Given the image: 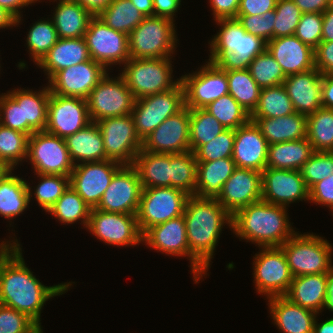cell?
<instances>
[{
	"label": "cell",
	"mask_w": 333,
	"mask_h": 333,
	"mask_svg": "<svg viewBox=\"0 0 333 333\" xmlns=\"http://www.w3.org/2000/svg\"><path fill=\"white\" fill-rule=\"evenodd\" d=\"M72 283L43 285L26 267L20 243L0 259V304L16 309L41 327V310L49 299L68 291Z\"/></svg>",
	"instance_id": "1"
},
{
	"label": "cell",
	"mask_w": 333,
	"mask_h": 333,
	"mask_svg": "<svg viewBox=\"0 0 333 333\" xmlns=\"http://www.w3.org/2000/svg\"><path fill=\"white\" fill-rule=\"evenodd\" d=\"M189 245V261L195 283L211 265L220 233L226 223L232 231V215L216 198L190 196L183 213Z\"/></svg>",
	"instance_id": "2"
},
{
	"label": "cell",
	"mask_w": 333,
	"mask_h": 333,
	"mask_svg": "<svg viewBox=\"0 0 333 333\" xmlns=\"http://www.w3.org/2000/svg\"><path fill=\"white\" fill-rule=\"evenodd\" d=\"M287 208L263 200L251 203L232 216L233 233L261 247H280L296 232Z\"/></svg>",
	"instance_id": "3"
},
{
	"label": "cell",
	"mask_w": 333,
	"mask_h": 333,
	"mask_svg": "<svg viewBox=\"0 0 333 333\" xmlns=\"http://www.w3.org/2000/svg\"><path fill=\"white\" fill-rule=\"evenodd\" d=\"M220 30L210 44L209 62L222 70L247 69L267 48L261 37L248 33L237 18L216 20Z\"/></svg>",
	"instance_id": "4"
},
{
	"label": "cell",
	"mask_w": 333,
	"mask_h": 333,
	"mask_svg": "<svg viewBox=\"0 0 333 333\" xmlns=\"http://www.w3.org/2000/svg\"><path fill=\"white\" fill-rule=\"evenodd\" d=\"M293 277L329 273L332 265V245L319 235L296 232L282 246Z\"/></svg>",
	"instance_id": "5"
},
{
	"label": "cell",
	"mask_w": 333,
	"mask_h": 333,
	"mask_svg": "<svg viewBox=\"0 0 333 333\" xmlns=\"http://www.w3.org/2000/svg\"><path fill=\"white\" fill-rule=\"evenodd\" d=\"M172 57L130 58L120 73L135 99L175 88L181 81H173Z\"/></svg>",
	"instance_id": "6"
},
{
	"label": "cell",
	"mask_w": 333,
	"mask_h": 333,
	"mask_svg": "<svg viewBox=\"0 0 333 333\" xmlns=\"http://www.w3.org/2000/svg\"><path fill=\"white\" fill-rule=\"evenodd\" d=\"M176 35L173 20L147 16L128 35L129 56L130 58L171 57L178 43Z\"/></svg>",
	"instance_id": "7"
},
{
	"label": "cell",
	"mask_w": 333,
	"mask_h": 333,
	"mask_svg": "<svg viewBox=\"0 0 333 333\" xmlns=\"http://www.w3.org/2000/svg\"><path fill=\"white\" fill-rule=\"evenodd\" d=\"M190 195L172 187L142 189L137 223L143 235L149 228L183 215Z\"/></svg>",
	"instance_id": "8"
},
{
	"label": "cell",
	"mask_w": 333,
	"mask_h": 333,
	"mask_svg": "<svg viewBox=\"0 0 333 333\" xmlns=\"http://www.w3.org/2000/svg\"><path fill=\"white\" fill-rule=\"evenodd\" d=\"M184 107V88L181 82L173 89L135 100L131 115L139 138L143 141L166 118Z\"/></svg>",
	"instance_id": "9"
},
{
	"label": "cell",
	"mask_w": 333,
	"mask_h": 333,
	"mask_svg": "<svg viewBox=\"0 0 333 333\" xmlns=\"http://www.w3.org/2000/svg\"><path fill=\"white\" fill-rule=\"evenodd\" d=\"M110 78L107 73L88 95L87 107L91 122L130 115L135 97L121 74Z\"/></svg>",
	"instance_id": "10"
},
{
	"label": "cell",
	"mask_w": 333,
	"mask_h": 333,
	"mask_svg": "<svg viewBox=\"0 0 333 333\" xmlns=\"http://www.w3.org/2000/svg\"><path fill=\"white\" fill-rule=\"evenodd\" d=\"M27 159L35 174L70 177L75 166L65 140L46 131L34 132L29 137Z\"/></svg>",
	"instance_id": "11"
},
{
	"label": "cell",
	"mask_w": 333,
	"mask_h": 333,
	"mask_svg": "<svg viewBox=\"0 0 333 333\" xmlns=\"http://www.w3.org/2000/svg\"><path fill=\"white\" fill-rule=\"evenodd\" d=\"M254 283L257 292L267 298L285 296L293 275L281 247H261L253 260Z\"/></svg>",
	"instance_id": "12"
},
{
	"label": "cell",
	"mask_w": 333,
	"mask_h": 333,
	"mask_svg": "<svg viewBox=\"0 0 333 333\" xmlns=\"http://www.w3.org/2000/svg\"><path fill=\"white\" fill-rule=\"evenodd\" d=\"M96 123L103 137L106 157L123 165H133L143 144L136 132L133 116L105 118Z\"/></svg>",
	"instance_id": "13"
},
{
	"label": "cell",
	"mask_w": 333,
	"mask_h": 333,
	"mask_svg": "<svg viewBox=\"0 0 333 333\" xmlns=\"http://www.w3.org/2000/svg\"><path fill=\"white\" fill-rule=\"evenodd\" d=\"M84 38L91 59L106 69L116 63L121 66L130 59L128 35L107 26L98 16L89 21Z\"/></svg>",
	"instance_id": "14"
},
{
	"label": "cell",
	"mask_w": 333,
	"mask_h": 333,
	"mask_svg": "<svg viewBox=\"0 0 333 333\" xmlns=\"http://www.w3.org/2000/svg\"><path fill=\"white\" fill-rule=\"evenodd\" d=\"M206 63L198 71L180 77L184 88L185 106L190 109L205 108L229 93L226 71L212 62Z\"/></svg>",
	"instance_id": "15"
},
{
	"label": "cell",
	"mask_w": 333,
	"mask_h": 333,
	"mask_svg": "<svg viewBox=\"0 0 333 333\" xmlns=\"http://www.w3.org/2000/svg\"><path fill=\"white\" fill-rule=\"evenodd\" d=\"M87 228L97 239L109 245L129 247L142 242L136 214L114 213L92 208Z\"/></svg>",
	"instance_id": "16"
},
{
	"label": "cell",
	"mask_w": 333,
	"mask_h": 333,
	"mask_svg": "<svg viewBox=\"0 0 333 333\" xmlns=\"http://www.w3.org/2000/svg\"><path fill=\"white\" fill-rule=\"evenodd\" d=\"M123 164L114 160L84 162L74 166L70 175V187L92 209L100 203L105 190L114 174Z\"/></svg>",
	"instance_id": "17"
},
{
	"label": "cell",
	"mask_w": 333,
	"mask_h": 333,
	"mask_svg": "<svg viewBox=\"0 0 333 333\" xmlns=\"http://www.w3.org/2000/svg\"><path fill=\"white\" fill-rule=\"evenodd\" d=\"M142 185L133 165H123L113 176L96 209L114 213L137 214Z\"/></svg>",
	"instance_id": "18"
},
{
	"label": "cell",
	"mask_w": 333,
	"mask_h": 333,
	"mask_svg": "<svg viewBox=\"0 0 333 333\" xmlns=\"http://www.w3.org/2000/svg\"><path fill=\"white\" fill-rule=\"evenodd\" d=\"M90 122L85 99L50 93L46 132L65 139Z\"/></svg>",
	"instance_id": "19"
},
{
	"label": "cell",
	"mask_w": 333,
	"mask_h": 333,
	"mask_svg": "<svg viewBox=\"0 0 333 333\" xmlns=\"http://www.w3.org/2000/svg\"><path fill=\"white\" fill-rule=\"evenodd\" d=\"M190 108L166 118L144 140L142 149L147 152L178 154L190 151Z\"/></svg>",
	"instance_id": "20"
},
{
	"label": "cell",
	"mask_w": 333,
	"mask_h": 333,
	"mask_svg": "<svg viewBox=\"0 0 333 333\" xmlns=\"http://www.w3.org/2000/svg\"><path fill=\"white\" fill-rule=\"evenodd\" d=\"M107 72L102 64L90 59L57 72L48 86L53 94L86 100Z\"/></svg>",
	"instance_id": "21"
},
{
	"label": "cell",
	"mask_w": 333,
	"mask_h": 333,
	"mask_svg": "<svg viewBox=\"0 0 333 333\" xmlns=\"http://www.w3.org/2000/svg\"><path fill=\"white\" fill-rule=\"evenodd\" d=\"M261 173L263 201L285 207L296 201H309V189L300 170L266 168Z\"/></svg>",
	"instance_id": "22"
},
{
	"label": "cell",
	"mask_w": 333,
	"mask_h": 333,
	"mask_svg": "<svg viewBox=\"0 0 333 333\" xmlns=\"http://www.w3.org/2000/svg\"><path fill=\"white\" fill-rule=\"evenodd\" d=\"M216 199L232 216L249 204L262 200V173L236 167Z\"/></svg>",
	"instance_id": "23"
},
{
	"label": "cell",
	"mask_w": 333,
	"mask_h": 333,
	"mask_svg": "<svg viewBox=\"0 0 333 333\" xmlns=\"http://www.w3.org/2000/svg\"><path fill=\"white\" fill-rule=\"evenodd\" d=\"M268 142L255 122L235 129L232 159L236 167L262 172L266 169Z\"/></svg>",
	"instance_id": "24"
},
{
	"label": "cell",
	"mask_w": 333,
	"mask_h": 333,
	"mask_svg": "<svg viewBox=\"0 0 333 333\" xmlns=\"http://www.w3.org/2000/svg\"><path fill=\"white\" fill-rule=\"evenodd\" d=\"M280 64L286 76L315 68L314 49L295 35L273 38L266 48Z\"/></svg>",
	"instance_id": "25"
},
{
	"label": "cell",
	"mask_w": 333,
	"mask_h": 333,
	"mask_svg": "<svg viewBox=\"0 0 333 333\" xmlns=\"http://www.w3.org/2000/svg\"><path fill=\"white\" fill-rule=\"evenodd\" d=\"M283 86L297 113L309 115L322 107V74L317 68L288 75Z\"/></svg>",
	"instance_id": "26"
},
{
	"label": "cell",
	"mask_w": 333,
	"mask_h": 333,
	"mask_svg": "<svg viewBox=\"0 0 333 333\" xmlns=\"http://www.w3.org/2000/svg\"><path fill=\"white\" fill-rule=\"evenodd\" d=\"M142 242L162 254L187 256L189 259V245L183 215L149 228L142 235Z\"/></svg>",
	"instance_id": "27"
},
{
	"label": "cell",
	"mask_w": 333,
	"mask_h": 333,
	"mask_svg": "<svg viewBox=\"0 0 333 333\" xmlns=\"http://www.w3.org/2000/svg\"><path fill=\"white\" fill-rule=\"evenodd\" d=\"M273 323L283 333H313L317 313L292 303L285 296L267 298Z\"/></svg>",
	"instance_id": "28"
},
{
	"label": "cell",
	"mask_w": 333,
	"mask_h": 333,
	"mask_svg": "<svg viewBox=\"0 0 333 333\" xmlns=\"http://www.w3.org/2000/svg\"><path fill=\"white\" fill-rule=\"evenodd\" d=\"M90 59L84 37L59 38L37 65L44 69L49 81L57 72Z\"/></svg>",
	"instance_id": "29"
},
{
	"label": "cell",
	"mask_w": 333,
	"mask_h": 333,
	"mask_svg": "<svg viewBox=\"0 0 333 333\" xmlns=\"http://www.w3.org/2000/svg\"><path fill=\"white\" fill-rule=\"evenodd\" d=\"M285 297L294 304L321 313L327 299V273L293 277Z\"/></svg>",
	"instance_id": "30"
},
{
	"label": "cell",
	"mask_w": 333,
	"mask_h": 333,
	"mask_svg": "<svg viewBox=\"0 0 333 333\" xmlns=\"http://www.w3.org/2000/svg\"><path fill=\"white\" fill-rule=\"evenodd\" d=\"M66 147L74 165L84 162L108 160L103 137L96 122H90L85 128L66 137Z\"/></svg>",
	"instance_id": "31"
},
{
	"label": "cell",
	"mask_w": 333,
	"mask_h": 333,
	"mask_svg": "<svg viewBox=\"0 0 333 333\" xmlns=\"http://www.w3.org/2000/svg\"><path fill=\"white\" fill-rule=\"evenodd\" d=\"M268 144L297 141L307 137V115L293 113L276 118H250Z\"/></svg>",
	"instance_id": "32"
},
{
	"label": "cell",
	"mask_w": 333,
	"mask_h": 333,
	"mask_svg": "<svg viewBox=\"0 0 333 333\" xmlns=\"http://www.w3.org/2000/svg\"><path fill=\"white\" fill-rule=\"evenodd\" d=\"M17 103H22L23 122H28V136L34 132L45 131L47 109L50 98L49 86L42 90L14 89L7 92Z\"/></svg>",
	"instance_id": "33"
},
{
	"label": "cell",
	"mask_w": 333,
	"mask_h": 333,
	"mask_svg": "<svg viewBox=\"0 0 333 333\" xmlns=\"http://www.w3.org/2000/svg\"><path fill=\"white\" fill-rule=\"evenodd\" d=\"M235 168L232 158L197 162L196 196L217 198Z\"/></svg>",
	"instance_id": "34"
},
{
	"label": "cell",
	"mask_w": 333,
	"mask_h": 333,
	"mask_svg": "<svg viewBox=\"0 0 333 333\" xmlns=\"http://www.w3.org/2000/svg\"><path fill=\"white\" fill-rule=\"evenodd\" d=\"M52 21L58 38H81L85 36L93 15L75 0H59Z\"/></svg>",
	"instance_id": "35"
},
{
	"label": "cell",
	"mask_w": 333,
	"mask_h": 333,
	"mask_svg": "<svg viewBox=\"0 0 333 333\" xmlns=\"http://www.w3.org/2000/svg\"><path fill=\"white\" fill-rule=\"evenodd\" d=\"M9 169L0 179V215L9 220L29 206L33 195L28 182L12 174Z\"/></svg>",
	"instance_id": "36"
},
{
	"label": "cell",
	"mask_w": 333,
	"mask_h": 333,
	"mask_svg": "<svg viewBox=\"0 0 333 333\" xmlns=\"http://www.w3.org/2000/svg\"><path fill=\"white\" fill-rule=\"evenodd\" d=\"M171 154L147 152L137 154L133 166L136 168L142 188L171 187Z\"/></svg>",
	"instance_id": "37"
},
{
	"label": "cell",
	"mask_w": 333,
	"mask_h": 333,
	"mask_svg": "<svg viewBox=\"0 0 333 333\" xmlns=\"http://www.w3.org/2000/svg\"><path fill=\"white\" fill-rule=\"evenodd\" d=\"M313 152L307 137L297 141L270 144L266 168L300 170Z\"/></svg>",
	"instance_id": "38"
},
{
	"label": "cell",
	"mask_w": 333,
	"mask_h": 333,
	"mask_svg": "<svg viewBox=\"0 0 333 333\" xmlns=\"http://www.w3.org/2000/svg\"><path fill=\"white\" fill-rule=\"evenodd\" d=\"M98 17L107 26L129 35L146 16L130 0H112Z\"/></svg>",
	"instance_id": "39"
},
{
	"label": "cell",
	"mask_w": 333,
	"mask_h": 333,
	"mask_svg": "<svg viewBox=\"0 0 333 333\" xmlns=\"http://www.w3.org/2000/svg\"><path fill=\"white\" fill-rule=\"evenodd\" d=\"M293 103L283 84L262 88L250 118H276L295 113Z\"/></svg>",
	"instance_id": "40"
},
{
	"label": "cell",
	"mask_w": 333,
	"mask_h": 333,
	"mask_svg": "<svg viewBox=\"0 0 333 333\" xmlns=\"http://www.w3.org/2000/svg\"><path fill=\"white\" fill-rule=\"evenodd\" d=\"M307 139L314 151H333V109L320 107L307 115Z\"/></svg>",
	"instance_id": "41"
},
{
	"label": "cell",
	"mask_w": 333,
	"mask_h": 333,
	"mask_svg": "<svg viewBox=\"0 0 333 333\" xmlns=\"http://www.w3.org/2000/svg\"><path fill=\"white\" fill-rule=\"evenodd\" d=\"M225 71L229 94L251 114L258 104L261 88L252 78L248 68Z\"/></svg>",
	"instance_id": "42"
},
{
	"label": "cell",
	"mask_w": 333,
	"mask_h": 333,
	"mask_svg": "<svg viewBox=\"0 0 333 333\" xmlns=\"http://www.w3.org/2000/svg\"><path fill=\"white\" fill-rule=\"evenodd\" d=\"M49 212L55 219L58 218L63 224L68 225L80 220L87 229L91 208L79 194L69 186L63 195L48 210V213Z\"/></svg>",
	"instance_id": "43"
},
{
	"label": "cell",
	"mask_w": 333,
	"mask_h": 333,
	"mask_svg": "<svg viewBox=\"0 0 333 333\" xmlns=\"http://www.w3.org/2000/svg\"><path fill=\"white\" fill-rule=\"evenodd\" d=\"M171 187L196 196L197 160L192 151L171 154Z\"/></svg>",
	"instance_id": "44"
},
{
	"label": "cell",
	"mask_w": 333,
	"mask_h": 333,
	"mask_svg": "<svg viewBox=\"0 0 333 333\" xmlns=\"http://www.w3.org/2000/svg\"><path fill=\"white\" fill-rule=\"evenodd\" d=\"M226 128L204 108L190 109V151L206 144Z\"/></svg>",
	"instance_id": "45"
},
{
	"label": "cell",
	"mask_w": 333,
	"mask_h": 333,
	"mask_svg": "<svg viewBox=\"0 0 333 333\" xmlns=\"http://www.w3.org/2000/svg\"><path fill=\"white\" fill-rule=\"evenodd\" d=\"M204 109L212 114L226 129L235 130L250 121V113L229 93L211 102Z\"/></svg>",
	"instance_id": "46"
},
{
	"label": "cell",
	"mask_w": 333,
	"mask_h": 333,
	"mask_svg": "<svg viewBox=\"0 0 333 333\" xmlns=\"http://www.w3.org/2000/svg\"><path fill=\"white\" fill-rule=\"evenodd\" d=\"M29 136L0 123V162L9 169L27 158Z\"/></svg>",
	"instance_id": "47"
},
{
	"label": "cell",
	"mask_w": 333,
	"mask_h": 333,
	"mask_svg": "<svg viewBox=\"0 0 333 333\" xmlns=\"http://www.w3.org/2000/svg\"><path fill=\"white\" fill-rule=\"evenodd\" d=\"M57 30L51 18L38 20L31 26L26 44L31 58L37 64L58 40Z\"/></svg>",
	"instance_id": "48"
},
{
	"label": "cell",
	"mask_w": 333,
	"mask_h": 333,
	"mask_svg": "<svg viewBox=\"0 0 333 333\" xmlns=\"http://www.w3.org/2000/svg\"><path fill=\"white\" fill-rule=\"evenodd\" d=\"M248 69L261 89L283 84L287 77L267 49L251 61Z\"/></svg>",
	"instance_id": "49"
},
{
	"label": "cell",
	"mask_w": 333,
	"mask_h": 333,
	"mask_svg": "<svg viewBox=\"0 0 333 333\" xmlns=\"http://www.w3.org/2000/svg\"><path fill=\"white\" fill-rule=\"evenodd\" d=\"M41 179L34 190V198L46 212L56 203L70 186V177L64 175L36 174Z\"/></svg>",
	"instance_id": "50"
},
{
	"label": "cell",
	"mask_w": 333,
	"mask_h": 333,
	"mask_svg": "<svg viewBox=\"0 0 333 333\" xmlns=\"http://www.w3.org/2000/svg\"><path fill=\"white\" fill-rule=\"evenodd\" d=\"M235 130L226 129L210 142L200 145L193 153L197 162L232 158Z\"/></svg>",
	"instance_id": "51"
},
{
	"label": "cell",
	"mask_w": 333,
	"mask_h": 333,
	"mask_svg": "<svg viewBox=\"0 0 333 333\" xmlns=\"http://www.w3.org/2000/svg\"><path fill=\"white\" fill-rule=\"evenodd\" d=\"M300 172L308 189L333 175V151H314Z\"/></svg>",
	"instance_id": "52"
},
{
	"label": "cell",
	"mask_w": 333,
	"mask_h": 333,
	"mask_svg": "<svg viewBox=\"0 0 333 333\" xmlns=\"http://www.w3.org/2000/svg\"><path fill=\"white\" fill-rule=\"evenodd\" d=\"M302 12L293 0H278L275 7L273 38L294 35Z\"/></svg>",
	"instance_id": "53"
},
{
	"label": "cell",
	"mask_w": 333,
	"mask_h": 333,
	"mask_svg": "<svg viewBox=\"0 0 333 333\" xmlns=\"http://www.w3.org/2000/svg\"><path fill=\"white\" fill-rule=\"evenodd\" d=\"M39 329L24 313L0 304V333H36Z\"/></svg>",
	"instance_id": "54"
},
{
	"label": "cell",
	"mask_w": 333,
	"mask_h": 333,
	"mask_svg": "<svg viewBox=\"0 0 333 333\" xmlns=\"http://www.w3.org/2000/svg\"><path fill=\"white\" fill-rule=\"evenodd\" d=\"M322 13H302L295 36L315 49L322 39Z\"/></svg>",
	"instance_id": "55"
},
{
	"label": "cell",
	"mask_w": 333,
	"mask_h": 333,
	"mask_svg": "<svg viewBox=\"0 0 333 333\" xmlns=\"http://www.w3.org/2000/svg\"><path fill=\"white\" fill-rule=\"evenodd\" d=\"M0 123L28 135V122H23L22 103H17L8 93L0 95Z\"/></svg>",
	"instance_id": "56"
},
{
	"label": "cell",
	"mask_w": 333,
	"mask_h": 333,
	"mask_svg": "<svg viewBox=\"0 0 333 333\" xmlns=\"http://www.w3.org/2000/svg\"><path fill=\"white\" fill-rule=\"evenodd\" d=\"M236 18L248 33L261 37L266 42L273 39L275 10L263 15H237Z\"/></svg>",
	"instance_id": "57"
},
{
	"label": "cell",
	"mask_w": 333,
	"mask_h": 333,
	"mask_svg": "<svg viewBox=\"0 0 333 333\" xmlns=\"http://www.w3.org/2000/svg\"><path fill=\"white\" fill-rule=\"evenodd\" d=\"M309 201L327 206L333 212V175H329L309 189Z\"/></svg>",
	"instance_id": "58"
},
{
	"label": "cell",
	"mask_w": 333,
	"mask_h": 333,
	"mask_svg": "<svg viewBox=\"0 0 333 333\" xmlns=\"http://www.w3.org/2000/svg\"><path fill=\"white\" fill-rule=\"evenodd\" d=\"M315 68L322 75L333 74V41H321L314 49Z\"/></svg>",
	"instance_id": "59"
},
{
	"label": "cell",
	"mask_w": 333,
	"mask_h": 333,
	"mask_svg": "<svg viewBox=\"0 0 333 333\" xmlns=\"http://www.w3.org/2000/svg\"><path fill=\"white\" fill-rule=\"evenodd\" d=\"M278 0H240L237 15H263L275 10Z\"/></svg>",
	"instance_id": "60"
},
{
	"label": "cell",
	"mask_w": 333,
	"mask_h": 333,
	"mask_svg": "<svg viewBox=\"0 0 333 333\" xmlns=\"http://www.w3.org/2000/svg\"><path fill=\"white\" fill-rule=\"evenodd\" d=\"M214 20L236 18L240 0H209Z\"/></svg>",
	"instance_id": "61"
},
{
	"label": "cell",
	"mask_w": 333,
	"mask_h": 333,
	"mask_svg": "<svg viewBox=\"0 0 333 333\" xmlns=\"http://www.w3.org/2000/svg\"><path fill=\"white\" fill-rule=\"evenodd\" d=\"M181 5V0H153L154 16L169 18L174 21V15Z\"/></svg>",
	"instance_id": "62"
},
{
	"label": "cell",
	"mask_w": 333,
	"mask_h": 333,
	"mask_svg": "<svg viewBox=\"0 0 333 333\" xmlns=\"http://www.w3.org/2000/svg\"><path fill=\"white\" fill-rule=\"evenodd\" d=\"M36 0H0V7L5 9L16 19V26L21 23V12L20 9L24 6L35 3Z\"/></svg>",
	"instance_id": "63"
},
{
	"label": "cell",
	"mask_w": 333,
	"mask_h": 333,
	"mask_svg": "<svg viewBox=\"0 0 333 333\" xmlns=\"http://www.w3.org/2000/svg\"><path fill=\"white\" fill-rule=\"evenodd\" d=\"M302 13H323L329 7V0H293Z\"/></svg>",
	"instance_id": "64"
},
{
	"label": "cell",
	"mask_w": 333,
	"mask_h": 333,
	"mask_svg": "<svg viewBox=\"0 0 333 333\" xmlns=\"http://www.w3.org/2000/svg\"><path fill=\"white\" fill-rule=\"evenodd\" d=\"M322 107L333 109V74L322 75Z\"/></svg>",
	"instance_id": "65"
},
{
	"label": "cell",
	"mask_w": 333,
	"mask_h": 333,
	"mask_svg": "<svg viewBox=\"0 0 333 333\" xmlns=\"http://www.w3.org/2000/svg\"><path fill=\"white\" fill-rule=\"evenodd\" d=\"M321 41H333V7H328L323 13Z\"/></svg>",
	"instance_id": "66"
},
{
	"label": "cell",
	"mask_w": 333,
	"mask_h": 333,
	"mask_svg": "<svg viewBox=\"0 0 333 333\" xmlns=\"http://www.w3.org/2000/svg\"><path fill=\"white\" fill-rule=\"evenodd\" d=\"M93 16H98L112 0H75Z\"/></svg>",
	"instance_id": "67"
},
{
	"label": "cell",
	"mask_w": 333,
	"mask_h": 333,
	"mask_svg": "<svg viewBox=\"0 0 333 333\" xmlns=\"http://www.w3.org/2000/svg\"><path fill=\"white\" fill-rule=\"evenodd\" d=\"M130 1L146 17L154 16L153 0H130Z\"/></svg>",
	"instance_id": "68"
},
{
	"label": "cell",
	"mask_w": 333,
	"mask_h": 333,
	"mask_svg": "<svg viewBox=\"0 0 333 333\" xmlns=\"http://www.w3.org/2000/svg\"><path fill=\"white\" fill-rule=\"evenodd\" d=\"M324 308L333 311V269L327 273V299Z\"/></svg>",
	"instance_id": "69"
},
{
	"label": "cell",
	"mask_w": 333,
	"mask_h": 333,
	"mask_svg": "<svg viewBox=\"0 0 333 333\" xmlns=\"http://www.w3.org/2000/svg\"><path fill=\"white\" fill-rule=\"evenodd\" d=\"M16 25V19L5 9L0 7V29Z\"/></svg>",
	"instance_id": "70"
},
{
	"label": "cell",
	"mask_w": 333,
	"mask_h": 333,
	"mask_svg": "<svg viewBox=\"0 0 333 333\" xmlns=\"http://www.w3.org/2000/svg\"><path fill=\"white\" fill-rule=\"evenodd\" d=\"M315 319L313 333H333V318L325 320L322 323H317Z\"/></svg>",
	"instance_id": "71"
},
{
	"label": "cell",
	"mask_w": 333,
	"mask_h": 333,
	"mask_svg": "<svg viewBox=\"0 0 333 333\" xmlns=\"http://www.w3.org/2000/svg\"><path fill=\"white\" fill-rule=\"evenodd\" d=\"M15 243H18L17 239L7 241V242L2 241L0 243V259Z\"/></svg>",
	"instance_id": "72"
},
{
	"label": "cell",
	"mask_w": 333,
	"mask_h": 333,
	"mask_svg": "<svg viewBox=\"0 0 333 333\" xmlns=\"http://www.w3.org/2000/svg\"><path fill=\"white\" fill-rule=\"evenodd\" d=\"M9 168L2 162H0V179L5 175Z\"/></svg>",
	"instance_id": "73"
},
{
	"label": "cell",
	"mask_w": 333,
	"mask_h": 333,
	"mask_svg": "<svg viewBox=\"0 0 333 333\" xmlns=\"http://www.w3.org/2000/svg\"><path fill=\"white\" fill-rule=\"evenodd\" d=\"M329 6L333 7V0H329Z\"/></svg>",
	"instance_id": "74"
},
{
	"label": "cell",
	"mask_w": 333,
	"mask_h": 333,
	"mask_svg": "<svg viewBox=\"0 0 333 333\" xmlns=\"http://www.w3.org/2000/svg\"><path fill=\"white\" fill-rule=\"evenodd\" d=\"M36 333H43V330L39 329Z\"/></svg>",
	"instance_id": "75"
}]
</instances>
